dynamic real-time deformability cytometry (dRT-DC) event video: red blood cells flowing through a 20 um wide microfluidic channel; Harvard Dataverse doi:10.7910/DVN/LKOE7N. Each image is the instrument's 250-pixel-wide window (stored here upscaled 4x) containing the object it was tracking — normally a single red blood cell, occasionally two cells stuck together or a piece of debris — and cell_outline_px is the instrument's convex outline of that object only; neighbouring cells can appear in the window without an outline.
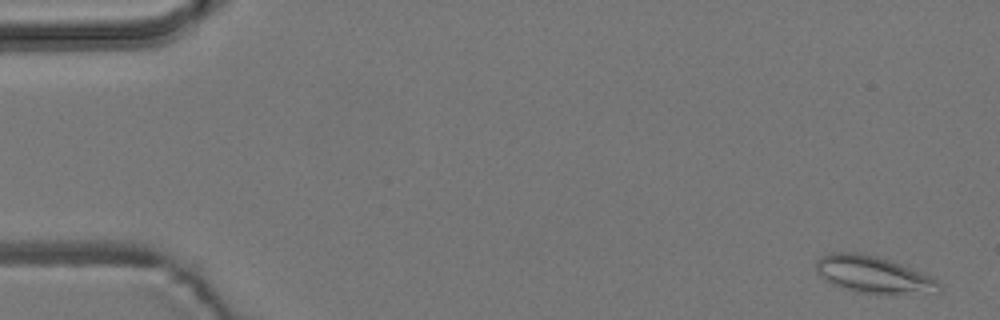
{"species": "common noctule bat (a hibernating species)", "species_latin": "Nyctalus noctula", "temperature_condition": "room temperature", "stored_images_in_passage": 55, "camera_frame_rate_fps": 3000, "um_per_image_px": 0.085, "animal": {"sex": "male", "body_mass_g": 19.2, "forearm_length_mm": 51.8}, "frame": {"image": 1, "passage_image": 2, "time_ms": 0.333, "image_size_px": [1000, 320], "cell_outline_px": [[940, 292], [856, 292], [840, 288], [832, 284], [820, 276], [816, 272], [816, 260], [820, 256], [828, 252], [856, 252], [876, 256], [888, 260], [932, 276], [940, 284]], "centroid_in_image_um": [74.14, 23.3], "position_along_channel_um": 10.9, "area_um2": 25.89}}
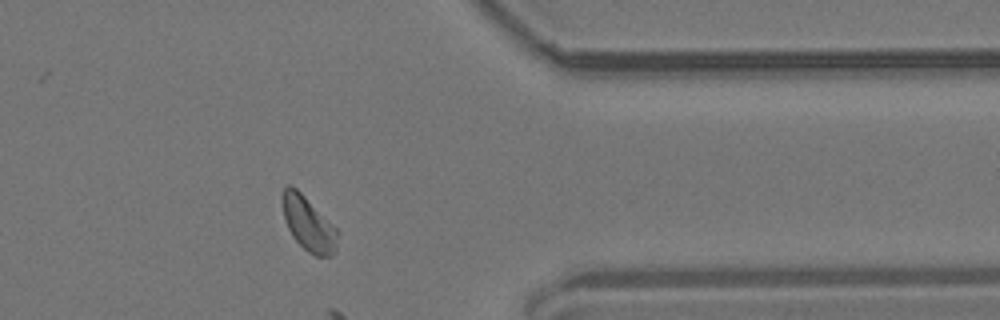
{"frame": {"image": 2, "passage_image": 44, "time_ms": 14.333, "image_size_px": [1000, 320], "cell_outline_px": [[336, 248], [332, 256], [316, 256], [308, 252], [292, 236], [288, 228], [284, 216], [284, 188], [288, 184], [292, 184], [336, 228]], "centroid_in_image_um": [26.21, 19.05], "position_along_channel_um": 385.2, "area_um2": 16.7}}
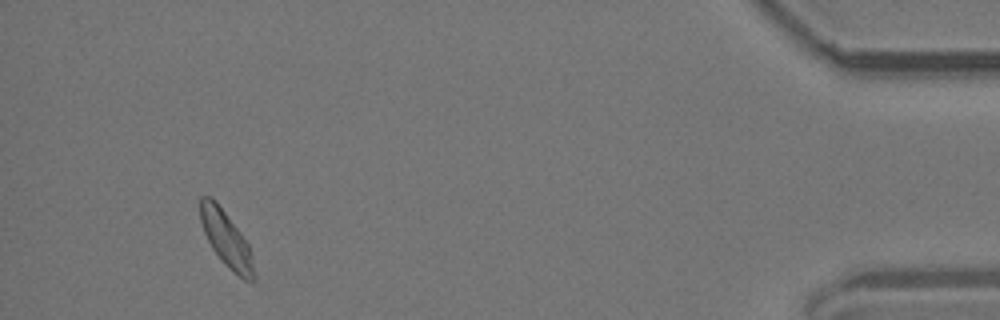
{"frame": {"image": 3, "passage_image": 51, "time_ms": 16.667, "image_size_px": [1000, 320], "cell_outline_px": [[256, 280], [244, 280], [232, 272], [212, 248], [204, 232], [200, 220], [200, 196], [212, 196], [216, 200], [240, 232], [248, 244]], "centroid_in_image_um": [19.21, 20.29], "position_along_channel_um": 416.0, "area_um2": 17.11}}